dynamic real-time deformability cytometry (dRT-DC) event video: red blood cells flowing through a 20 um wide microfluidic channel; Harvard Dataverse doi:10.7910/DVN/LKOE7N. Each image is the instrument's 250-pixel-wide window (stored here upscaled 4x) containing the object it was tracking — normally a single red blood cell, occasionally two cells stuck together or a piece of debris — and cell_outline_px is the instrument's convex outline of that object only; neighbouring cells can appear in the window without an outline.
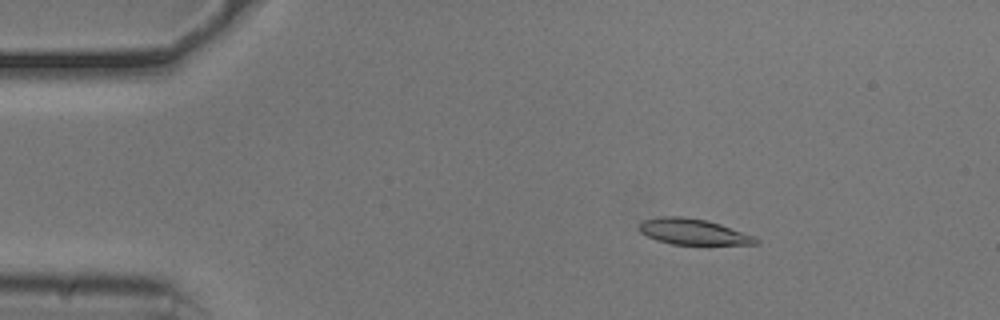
{"species": "common noctule bat (a hibernating species)", "species_latin": "Nyctalus noctula", "temperature_condition": "cold", "stored_images_in_passage": 51, "camera_frame_rate_fps": 3000, "um_per_image_px": 0.085, "animal": {"sex": "male", "body_mass_g": 20.5, "forearm_length_mm": 52.5}, "frame": {"image": 1, "passage_image": 6, "time_ms": 1.667, "image_size_px": [1000, 320], "cell_outline_px": [[760, 244], [672, 244], [656, 240], [640, 232], [636, 228], [644, 220], [664, 216], [684, 216], [708, 220], [756, 236], [760, 240]], "centroid_in_image_um": [58.94, 19.69], "position_along_channel_um": 26.1, "area_um2": 17.63}}
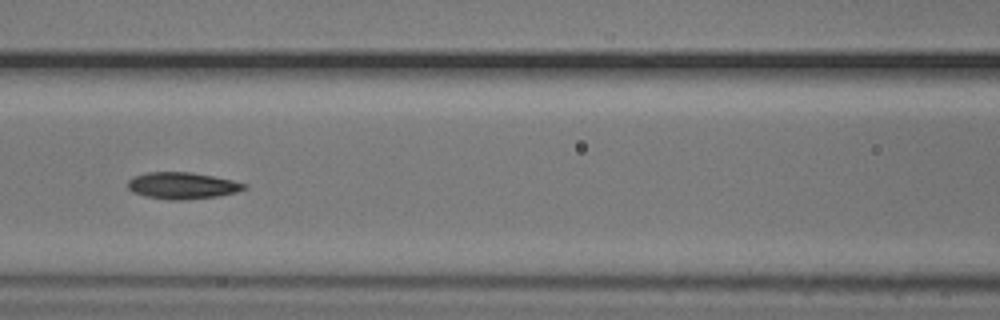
{"frame": {"image": 2, "passage_image": 21, "time_ms": 6.667, "image_size_px": [1000, 320], "cell_outline_px": [[248, 188], [236, 192], [216, 196], [184, 200], [168, 200], [144, 196], [132, 192], [128, 188], [128, 180], [136, 176], [148, 172], [192, 172], [232, 180], [248, 184]], "centroid_in_image_um": [15.5, 15.78], "position_along_channel_um": 151.1, "area_um2": 18.09}}
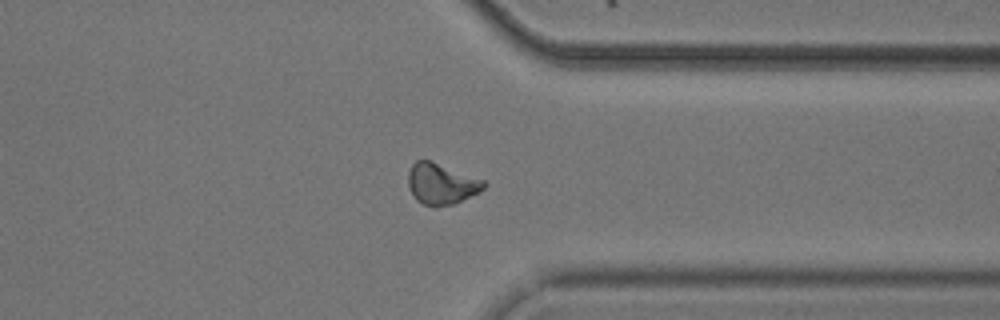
{"frame": {"image": 3, "passage_image": 39, "time_ms": 12.667, "image_size_px": [1000, 320], "cell_outline_px": [[488, 184], [480, 192], [452, 204], [436, 208], [424, 204], [416, 200], [408, 184], [408, 172], [412, 164], [416, 160], [432, 160], [484, 180]], "centroid_in_image_um": [37.52, 15.62], "position_along_channel_um": 373.9, "area_um2": 18.21}, "authors_computed_cell_mechanics": {"area_um2": 17.8024, "velocity_mm_per_s": 3.7638, "shape_relaxation_time_tau1_ms": 5.2668, "shape_relaxation_time_tau2_ms": 8.6015, "deformation_change_tau1": 0.1507, "deformation_change_tau2": 0.1535}}